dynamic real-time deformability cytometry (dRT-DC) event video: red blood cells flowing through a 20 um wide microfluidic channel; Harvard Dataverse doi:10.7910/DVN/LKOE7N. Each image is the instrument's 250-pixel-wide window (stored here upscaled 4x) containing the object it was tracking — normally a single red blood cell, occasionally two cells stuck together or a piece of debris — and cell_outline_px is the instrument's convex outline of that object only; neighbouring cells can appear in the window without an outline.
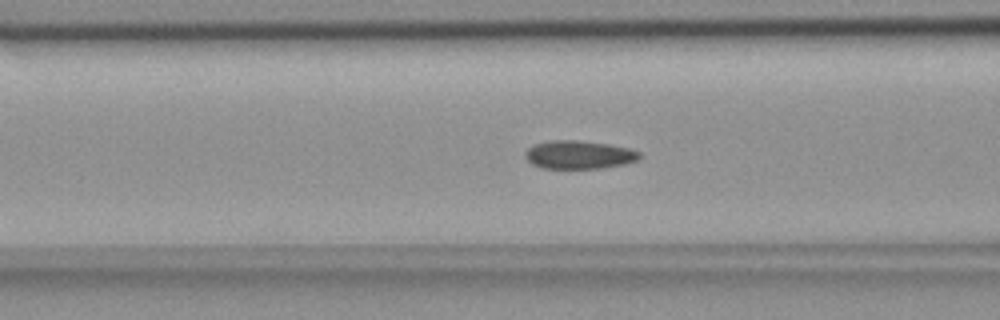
{"species": "common noctule bat (a hibernating species)", "species_latin": "Nyctalus noctula", "temperature_condition": "room temperature", "stored_images_in_passage": 56, "camera_frame_rate_fps": 3000, "um_per_image_px": 0.085, "animal": {"sex": "female", "body_mass_g": 18.4}, "frame": {"image": 1, "passage_image": 21, "time_ms": 6.667, "image_size_px": [1000, 320], "cell_outline_px": [[640, 160], [624, 164], [600, 168], [540, 168], [532, 164], [524, 156], [524, 152], [532, 144], [548, 140], [576, 140], [608, 144], [632, 148], [640, 152]], "centroid_in_image_um": [49.2, 13.14], "position_along_channel_um": 117.4, "area_um2": 19.07}}
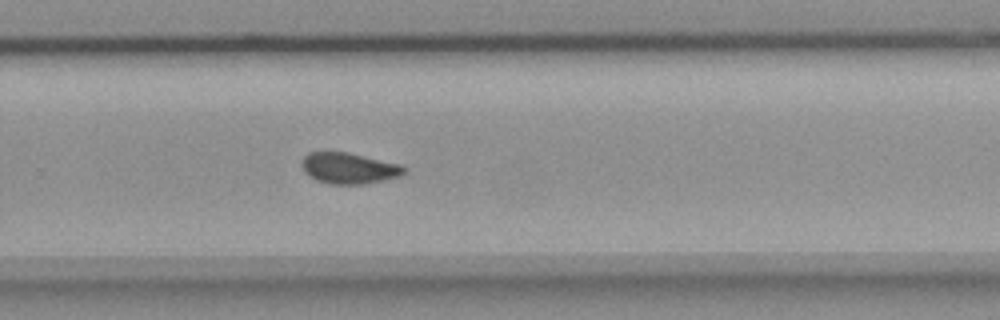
{"frame": {"image": 2, "passage_image": 36, "time_ms": 11.667, "image_size_px": [1000, 320], "cell_outline_px": [[408, 168], [400, 176], [388, 180], [368, 184], [328, 184], [316, 180], [308, 176], [304, 172], [300, 164], [300, 160], [308, 152], [348, 152], [400, 164]], "centroid_in_image_um": [29.65, 14.31], "position_along_channel_um": 300.2, "area_um2": 18.9}}
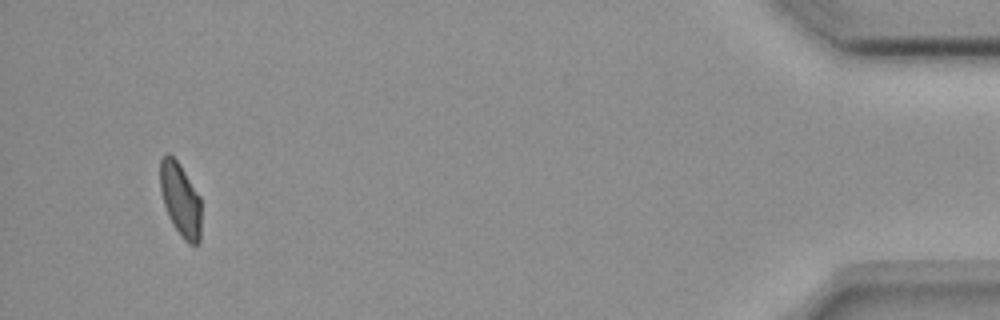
{"frame": {"image": 3, "passage_image": 52, "time_ms": 17.0, "image_size_px": [1000, 320], "cell_outline_px": [[200, 240], [196, 244], [188, 244], [180, 236], [172, 224], [168, 216], [160, 192], [160, 160], [168, 152], [180, 164], [200, 196]], "centroid_in_image_um": [15.32, 16.97], "position_along_channel_um": 419.9, "area_um2": 17.69}}